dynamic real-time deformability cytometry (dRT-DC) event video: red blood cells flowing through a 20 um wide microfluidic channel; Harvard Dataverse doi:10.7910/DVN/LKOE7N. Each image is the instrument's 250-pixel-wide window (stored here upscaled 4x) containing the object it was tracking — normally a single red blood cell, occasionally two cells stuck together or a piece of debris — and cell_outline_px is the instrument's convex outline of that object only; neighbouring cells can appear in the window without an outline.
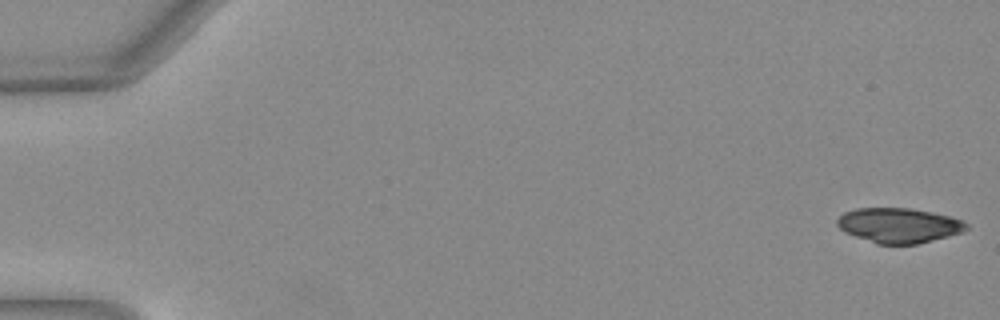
{"species": "Egyptian fruit bat (a non-hibernating species)", "species_latin": "Rousettus aegyptiacus", "temperature_condition": "warm", "stored_images_in_passage": 16, "camera_frame_rate_fps": 3000, "um_per_image_px": 0.085, "animal": {"sex": "female"}, "frame": {"image": 1, "passage_image": 1, "time_ms": 0.0, "image_size_px": [1000, 320], "cell_outline_px": [[968, 228], [964, 232], [916, 244], [876, 244], [844, 232], [836, 224], [836, 220], [844, 212], [856, 208], [908, 208], [948, 216], [964, 220], [968, 224]], "centroid_in_image_um": [76.39, 19.16], "position_along_channel_um": 8.6, "area_um2": 26.18}}